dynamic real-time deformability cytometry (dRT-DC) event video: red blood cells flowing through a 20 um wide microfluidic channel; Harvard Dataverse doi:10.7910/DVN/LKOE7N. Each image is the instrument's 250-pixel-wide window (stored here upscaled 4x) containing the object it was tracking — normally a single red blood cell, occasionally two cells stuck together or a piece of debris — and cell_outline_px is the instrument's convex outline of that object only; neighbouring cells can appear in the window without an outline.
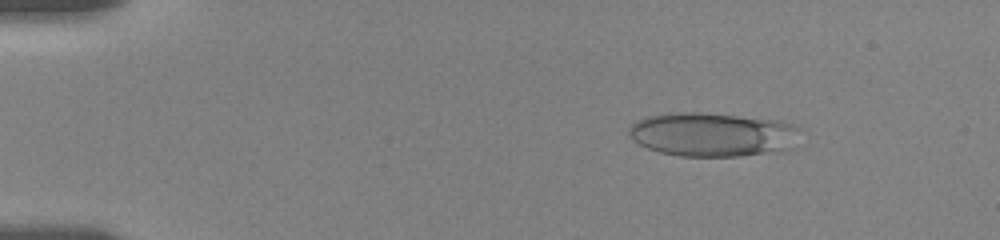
{"species": "human", "species_latin": "Homo sapiens", "temperature_condition": "room temperature", "stored_images_in_passage": 39, "camera_frame_rate_fps": 3000, "um_per_image_px": 0.085, "donor": {"sex": "female"}, "frame": {"image": 1, "passage_image": 9, "time_ms": 2.0, "image_size_px": [1000, 240], "cell_outline_px": [[800, 128], [792, 148], [776, 152], [740, 156], [680, 156], [660, 152], [648, 148], [632, 140], [628, 132], [628, 128], [632, 124], [648, 116], [688, 112], [700, 112], [780, 120], [792, 124]], "centroid_in_image_um": [60.59, 11.44], "position_along_channel_um": 24.4, "area_um2": 43.75}}
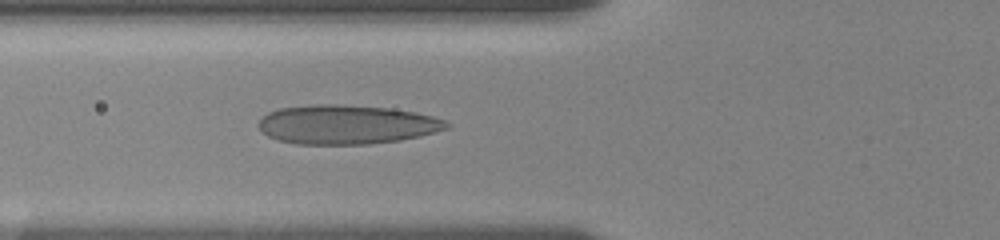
{"frame": {"image": 2, "passage_image": 27, "time_ms": 6.333, "image_size_px": [1000, 240], "cell_outline_px": [[452, 124], [448, 128], [436, 132], [420, 136], [400, 140], [368, 144], [296, 144], [276, 140], [260, 132], [256, 124], [268, 112], [280, 108], [312, 104], [336, 104], [392, 108], [416, 112], [432, 116], [444, 120]], "centroid_in_image_um": [29.44, 10.58], "position_along_channel_um": 96.4, "area_um2": 43.29}}
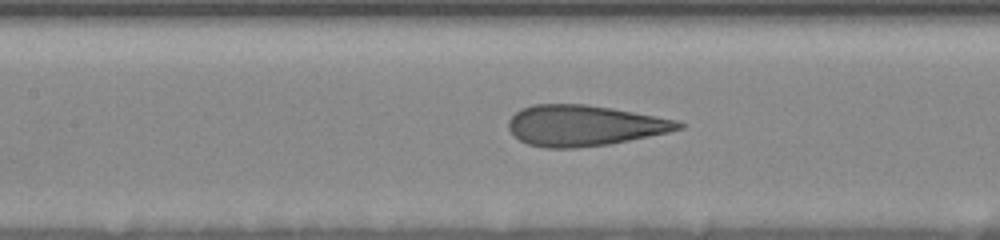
{"frame": {"image": 3, "passage_image": 34, "time_ms": 8.0, "image_size_px": [1000, 240], "cell_outline_px": [[684, 128], [668, 132], [608, 144], [576, 148], [544, 148], [528, 144], [520, 140], [508, 128], [508, 120], [520, 108], [532, 104], [584, 104], [612, 108], [676, 120], [684, 124]], "centroid_in_image_um": [49.62, 10.67], "position_along_channel_um": 157.8, "area_um2": 40.17}}